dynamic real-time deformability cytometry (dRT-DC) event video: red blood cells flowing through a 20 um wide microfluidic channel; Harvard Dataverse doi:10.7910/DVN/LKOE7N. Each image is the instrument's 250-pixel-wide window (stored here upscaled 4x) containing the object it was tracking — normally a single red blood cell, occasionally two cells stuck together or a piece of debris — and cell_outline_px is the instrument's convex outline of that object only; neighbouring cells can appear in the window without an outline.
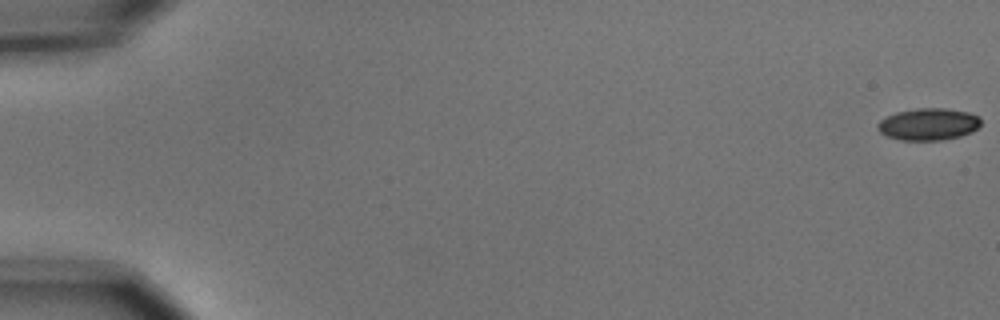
{"species": "common noctule bat (a hibernating species)", "species_latin": "Nyctalus noctula", "temperature_condition": "cold", "stored_images_in_passage": 56, "camera_frame_rate_fps": 3000, "um_per_image_px": 0.085, "animal": {"sex": "male", "body_mass_g": 15.6}, "frame": {"image": 1, "passage_image": 1, "time_ms": 0.0, "image_size_px": [1000, 320], "cell_outline_px": [[980, 124], [972, 132], [960, 136], [940, 140], [900, 140], [888, 136], [880, 132], [876, 128], [876, 124], [880, 120], [896, 112], [916, 108], [944, 108], [968, 112], [980, 116]], "centroid_in_image_um": [78.9, 10.55], "position_along_channel_um": 6.1, "area_um2": 19.25}}
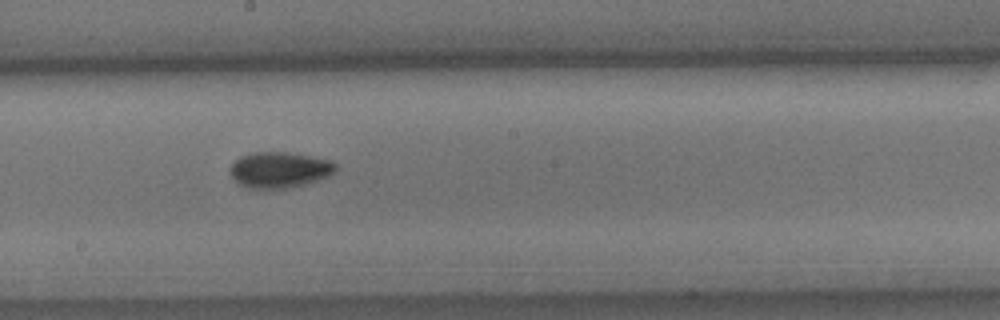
{"frame": {"image": 2, "passage_image": 32, "time_ms": 10.333, "image_size_px": [1000, 320], "cell_outline_px": [[336, 172], [328, 176], [304, 184], [288, 188], [264, 192], [248, 188], [240, 184], [232, 176], [228, 168], [240, 156], [256, 152], [288, 152], [332, 160], [336, 164]], "centroid_in_image_um": [23.74, 14.47], "position_along_channel_um": 224.5, "area_um2": 22.54}}
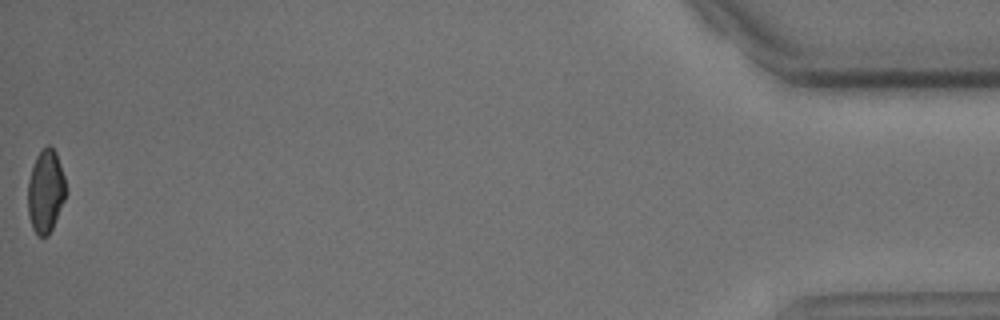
{"frame": {"image": 3, "passage_image": 56, "time_ms": 18.333, "image_size_px": [1000, 320], "cell_outline_px": [[68, 192], [52, 228], [48, 236], [36, 236], [32, 228], [28, 212], [28, 180], [36, 156], [48, 144], [56, 152], [64, 176]], "centroid_in_image_um": [3.89, 16.28], "position_along_channel_um": 431.3, "area_um2": 18.44}, "authors_computed_cell_mechanics": {"area_um2": 19.9988, "velocity_mm_per_s": 3.7048, "shape_relaxation_time_tau1_ms": 3.0803, "shape_relaxation_time_tau2_ms": 6.7002, "deformation_change_tau1": 0.0829, "deformation_change_tau2": 0.0943}}